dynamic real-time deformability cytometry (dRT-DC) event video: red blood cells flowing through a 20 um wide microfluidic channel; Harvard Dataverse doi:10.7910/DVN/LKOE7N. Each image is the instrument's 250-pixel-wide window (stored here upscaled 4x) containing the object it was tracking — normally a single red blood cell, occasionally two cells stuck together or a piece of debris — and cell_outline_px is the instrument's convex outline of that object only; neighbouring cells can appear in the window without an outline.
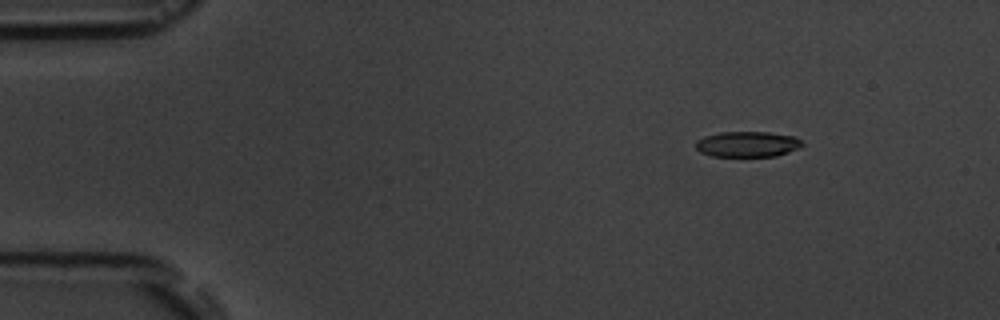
{"species": "common noctule bat (a hibernating species)", "species_latin": "Nyctalus noctula", "temperature_condition": "room temperature", "stored_images_in_passage": 5, "camera_frame_rate_fps": 3000, "um_per_image_px": 0.085, "animal": {"sex": "male", "body_mass_g": 19.5, "forearm_length_mm": 54.6}, "frame": {"image": 1, "passage_image": 3, "time_ms": 2.0, "image_size_px": [1000, 320], "cell_outline_px": [[804, 144], [788, 152], [776, 156], [712, 156], [700, 152], [696, 148], [696, 140], [704, 136], [720, 132], [768, 132], [796, 136]], "centroid_in_image_um": [63.51, 12.25], "position_along_channel_um": 21.5, "area_um2": 15.84}}